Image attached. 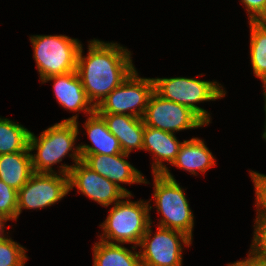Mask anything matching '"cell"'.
<instances>
[{
  "label": "cell",
  "mask_w": 266,
  "mask_h": 266,
  "mask_svg": "<svg viewBox=\"0 0 266 266\" xmlns=\"http://www.w3.org/2000/svg\"><path fill=\"white\" fill-rule=\"evenodd\" d=\"M87 56L80 46L76 72L82 82L88 100L96 108L136 68L131 52L118 43L93 39L88 42Z\"/></svg>",
  "instance_id": "obj_1"
},
{
  "label": "cell",
  "mask_w": 266,
  "mask_h": 266,
  "mask_svg": "<svg viewBox=\"0 0 266 266\" xmlns=\"http://www.w3.org/2000/svg\"><path fill=\"white\" fill-rule=\"evenodd\" d=\"M77 118L76 114L64 119L44 130L38 137L30 133L29 151H37L36 154H30L35 173H58L52 167L60 163L69 151L72 152L69 156L74 161L73 165L82 160L79 146L74 147L79 134Z\"/></svg>",
  "instance_id": "obj_2"
},
{
  "label": "cell",
  "mask_w": 266,
  "mask_h": 266,
  "mask_svg": "<svg viewBox=\"0 0 266 266\" xmlns=\"http://www.w3.org/2000/svg\"><path fill=\"white\" fill-rule=\"evenodd\" d=\"M131 197L132 194L126 195L109 210L107 218L99 225L104 231L100 240L121 245L134 244L132 249L138 247L152 222L149 214L152 206L150 201H130Z\"/></svg>",
  "instance_id": "obj_3"
},
{
  "label": "cell",
  "mask_w": 266,
  "mask_h": 266,
  "mask_svg": "<svg viewBox=\"0 0 266 266\" xmlns=\"http://www.w3.org/2000/svg\"><path fill=\"white\" fill-rule=\"evenodd\" d=\"M153 179V200L157 212L163 216L157 225L181 231L193 239L194 215L184 189L180 187L169 169L163 174H153Z\"/></svg>",
  "instance_id": "obj_4"
},
{
  "label": "cell",
  "mask_w": 266,
  "mask_h": 266,
  "mask_svg": "<svg viewBox=\"0 0 266 266\" xmlns=\"http://www.w3.org/2000/svg\"><path fill=\"white\" fill-rule=\"evenodd\" d=\"M154 91L164 99L189 107L207 125L211 116L196 105L204 101H216L226 95L223 86L216 81H205L187 77L153 78Z\"/></svg>",
  "instance_id": "obj_5"
},
{
  "label": "cell",
  "mask_w": 266,
  "mask_h": 266,
  "mask_svg": "<svg viewBox=\"0 0 266 266\" xmlns=\"http://www.w3.org/2000/svg\"><path fill=\"white\" fill-rule=\"evenodd\" d=\"M30 40L41 81L76 71L79 40L65 35H32Z\"/></svg>",
  "instance_id": "obj_6"
},
{
  "label": "cell",
  "mask_w": 266,
  "mask_h": 266,
  "mask_svg": "<svg viewBox=\"0 0 266 266\" xmlns=\"http://www.w3.org/2000/svg\"><path fill=\"white\" fill-rule=\"evenodd\" d=\"M74 165L61 164L59 173H33L17 192V219L22 209H40L56 204L69 190L68 174Z\"/></svg>",
  "instance_id": "obj_7"
},
{
  "label": "cell",
  "mask_w": 266,
  "mask_h": 266,
  "mask_svg": "<svg viewBox=\"0 0 266 266\" xmlns=\"http://www.w3.org/2000/svg\"><path fill=\"white\" fill-rule=\"evenodd\" d=\"M153 92V78H141L135 69L99 103L95 111L142 118Z\"/></svg>",
  "instance_id": "obj_8"
},
{
  "label": "cell",
  "mask_w": 266,
  "mask_h": 266,
  "mask_svg": "<svg viewBox=\"0 0 266 266\" xmlns=\"http://www.w3.org/2000/svg\"><path fill=\"white\" fill-rule=\"evenodd\" d=\"M152 223L138 245L141 266H182L183 246L190 247L192 239L181 231L161 226L152 236Z\"/></svg>",
  "instance_id": "obj_9"
},
{
  "label": "cell",
  "mask_w": 266,
  "mask_h": 266,
  "mask_svg": "<svg viewBox=\"0 0 266 266\" xmlns=\"http://www.w3.org/2000/svg\"><path fill=\"white\" fill-rule=\"evenodd\" d=\"M144 125L175 133L207 125L189 107L159 96L155 91L151 95L142 117Z\"/></svg>",
  "instance_id": "obj_10"
},
{
  "label": "cell",
  "mask_w": 266,
  "mask_h": 266,
  "mask_svg": "<svg viewBox=\"0 0 266 266\" xmlns=\"http://www.w3.org/2000/svg\"><path fill=\"white\" fill-rule=\"evenodd\" d=\"M69 190L77 191L98 204L108 207L120 201L127 194L104 176H101L82 160L76 163L68 174Z\"/></svg>",
  "instance_id": "obj_11"
},
{
  "label": "cell",
  "mask_w": 266,
  "mask_h": 266,
  "mask_svg": "<svg viewBox=\"0 0 266 266\" xmlns=\"http://www.w3.org/2000/svg\"><path fill=\"white\" fill-rule=\"evenodd\" d=\"M82 161L92 170L106 177L111 182L120 187L127 195L131 194L120 183L127 184H147L149 181L131 165L125 158L129 154L119 153L115 155H102V154H80Z\"/></svg>",
  "instance_id": "obj_12"
},
{
  "label": "cell",
  "mask_w": 266,
  "mask_h": 266,
  "mask_svg": "<svg viewBox=\"0 0 266 266\" xmlns=\"http://www.w3.org/2000/svg\"><path fill=\"white\" fill-rule=\"evenodd\" d=\"M54 81V95L57 102L64 108L73 112H81L91 115L95 107L88 100L82 82L76 71L43 79L44 84Z\"/></svg>",
  "instance_id": "obj_13"
},
{
  "label": "cell",
  "mask_w": 266,
  "mask_h": 266,
  "mask_svg": "<svg viewBox=\"0 0 266 266\" xmlns=\"http://www.w3.org/2000/svg\"><path fill=\"white\" fill-rule=\"evenodd\" d=\"M182 143L173 133L144 126L142 150L150 151L153 155L152 174H163L168 169L164 161L172 165Z\"/></svg>",
  "instance_id": "obj_14"
},
{
  "label": "cell",
  "mask_w": 266,
  "mask_h": 266,
  "mask_svg": "<svg viewBox=\"0 0 266 266\" xmlns=\"http://www.w3.org/2000/svg\"><path fill=\"white\" fill-rule=\"evenodd\" d=\"M98 114L106 122L108 130L118 138L123 153L142 150L145 126L142 118L123 114Z\"/></svg>",
  "instance_id": "obj_15"
},
{
  "label": "cell",
  "mask_w": 266,
  "mask_h": 266,
  "mask_svg": "<svg viewBox=\"0 0 266 266\" xmlns=\"http://www.w3.org/2000/svg\"><path fill=\"white\" fill-rule=\"evenodd\" d=\"M83 126L93 145L78 144L80 154L115 155L123 153L118 138L108 130L106 122L96 111L89 115Z\"/></svg>",
  "instance_id": "obj_16"
},
{
  "label": "cell",
  "mask_w": 266,
  "mask_h": 266,
  "mask_svg": "<svg viewBox=\"0 0 266 266\" xmlns=\"http://www.w3.org/2000/svg\"><path fill=\"white\" fill-rule=\"evenodd\" d=\"M215 160L204 141L195 137L183 141L172 165L184 169L192 175H197L199 171L205 173L215 166Z\"/></svg>",
  "instance_id": "obj_17"
},
{
  "label": "cell",
  "mask_w": 266,
  "mask_h": 266,
  "mask_svg": "<svg viewBox=\"0 0 266 266\" xmlns=\"http://www.w3.org/2000/svg\"><path fill=\"white\" fill-rule=\"evenodd\" d=\"M30 151L0 155V180L18 191L34 173Z\"/></svg>",
  "instance_id": "obj_18"
},
{
  "label": "cell",
  "mask_w": 266,
  "mask_h": 266,
  "mask_svg": "<svg viewBox=\"0 0 266 266\" xmlns=\"http://www.w3.org/2000/svg\"><path fill=\"white\" fill-rule=\"evenodd\" d=\"M93 249V266H141L139 251L100 240Z\"/></svg>",
  "instance_id": "obj_19"
},
{
  "label": "cell",
  "mask_w": 266,
  "mask_h": 266,
  "mask_svg": "<svg viewBox=\"0 0 266 266\" xmlns=\"http://www.w3.org/2000/svg\"><path fill=\"white\" fill-rule=\"evenodd\" d=\"M30 133L23 125L0 117V155L29 151Z\"/></svg>",
  "instance_id": "obj_20"
},
{
  "label": "cell",
  "mask_w": 266,
  "mask_h": 266,
  "mask_svg": "<svg viewBox=\"0 0 266 266\" xmlns=\"http://www.w3.org/2000/svg\"><path fill=\"white\" fill-rule=\"evenodd\" d=\"M250 60L254 76L266 81V21H249Z\"/></svg>",
  "instance_id": "obj_21"
},
{
  "label": "cell",
  "mask_w": 266,
  "mask_h": 266,
  "mask_svg": "<svg viewBox=\"0 0 266 266\" xmlns=\"http://www.w3.org/2000/svg\"><path fill=\"white\" fill-rule=\"evenodd\" d=\"M25 250L8 236L0 240V266H25L28 260Z\"/></svg>",
  "instance_id": "obj_22"
},
{
  "label": "cell",
  "mask_w": 266,
  "mask_h": 266,
  "mask_svg": "<svg viewBox=\"0 0 266 266\" xmlns=\"http://www.w3.org/2000/svg\"><path fill=\"white\" fill-rule=\"evenodd\" d=\"M17 192L0 180V214L17 221Z\"/></svg>",
  "instance_id": "obj_23"
},
{
  "label": "cell",
  "mask_w": 266,
  "mask_h": 266,
  "mask_svg": "<svg viewBox=\"0 0 266 266\" xmlns=\"http://www.w3.org/2000/svg\"><path fill=\"white\" fill-rule=\"evenodd\" d=\"M254 183L257 217H266V175L256 171H249Z\"/></svg>",
  "instance_id": "obj_24"
},
{
  "label": "cell",
  "mask_w": 266,
  "mask_h": 266,
  "mask_svg": "<svg viewBox=\"0 0 266 266\" xmlns=\"http://www.w3.org/2000/svg\"><path fill=\"white\" fill-rule=\"evenodd\" d=\"M250 252L266 258V217H256Z\"/></svg>",
  "instance_id": "obj_25"
},
{
  "label": "cell",
  "mask_w": 266,
  "mask_h": 266,
  "mask_svg": "<svg viewBox=\"0 0 266 266\" xmlns=\"http://www.w3.org/2000/svg\"><path fill=\"white\" fill-rule=\"evenodd\" d=\"M246 9L249 21H266V0H240Z\"/></svg>",
  "instance_id": "obj_26"
},
{
  "label": "cell",
  "mask_w": 266,
  "mask_h": 266,
  "mask_svg": "<svg viewBox=\"0 0 266 266\" xmlns=\"http://www.w3.org/2000/svg\"><path fill=\"white\" fill-rule=\"evenodd\" d=\"M227 266H266V258L254 255L249 250L246 259L229 263Z\"/></svg>",
  "instance_id": "obj_27"
},
{
  "label": "cell",
  "mask_w": 266,
  "mask_h": 266,
  "mask_svg": "<svg viewBox=\"0 0 266 266\" xmlns=\"http://www.w3.org/2000/svg\"><path fill=\"white\" fill-rule=\"evenodd\" d=\"M10 219L6 218L5 216L0 214V240L4 239L5 237H7L4 233V229H5V223L7 221H9ZM4 233V234H3ZM5 235V236H4Z\"/></svg>",
  "instance_id": "obj_28"
},
{
  "label": "cell",
  "mask_w": 266,
  "mask_h": 266,
  "mask_svg": "<svg viewBox=\"0 0 266 266\" xmlns=\"http://www.w3.org/2000/svg\"><path fill=\"white\" fill-rule=\"evenodd\" d=\"M264 111H265V125H264L265 130H264L262 136H263V138L266 140V104L264 105Z\"/></svg>",
  "instance_id": "obj_29"
},
{
  "label": "cell",
  "mask_w": 266,
  "mask_h": 266,
  "mask_svg": "<svg viewBox=\"0 0 266 266\" xmlns=\"http://www.w3.org/2000/svg\"><path fill=\"white\" fill-rule=\"evenodd\" d=\"M262 85H263V89H264V101H265V104H266V81L264 82V83H262Z\"/></svg>",
  "instance_id": "obj_30"
}]
</instances>
